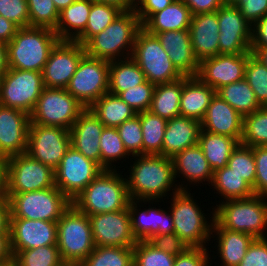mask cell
Returning <instances> with one entry per match:
<instances>
[{
  "label": "cell",
  "mask_w": 267,
  "mask_h": 266,
  "mask_svg": "<svg viewBox=\"0 0 267 266\" xmlns=\"http://www.w3.org/2000/svg\"><path fill=\"white\" fill-rule=\"evenodd\" d=\"M216 94L233 107L242 117L262 107L245 79L222 86L216 91Z\"/></svg>",
  "instance_id": "38"
},
{
  "label": "cell",
  "mask_w": 267,
  "mask_h": 266,
  "mask_svg": "<svg viewBox=\"0 0 267 266\" xmlns=\"http://www.w3.org/2000/svg\"><path fill=\"white\" fill-rule=\"evenodd\" d=\"M104 128L99 118L86 108L69 130L71 146L100 166V139Z\"/></svg>",
  "instance_id": "22"
},
{
  "label": "cell",
  "mask_w": 267,
  "mask_h": 266,
  "mask_svg": "<svg viewBox=\"0 0 267 266\" xmlns=\"http://www.w3.org/2000/svg\"><path fill=\"white\" fill-rule=\"evenodd\" d=\"M200 123L204 131L230 136L239 143L241 141L243 117L218 94L212 98Z\"/></svg>",
  "instance_id": "24"
},
{
  "label": "cell",
  "mask_w": 267,
  "mask_h": 266,
  "mask_svg": "<svg viewBox=\"0 0 267 266\" xmlns=\"http://www.w3.org/2000/svg\"><path fill=\"white\" fill-rule=\"evenodd\" d=\"M105 127L117 128L137 112L118 95L107 92L89 108Z\"/></svg>",
  "instance_id": "34"
},
{
  "label": "cell",
  "mask_w": 267,
  "mask_h": 266,
  "mask_svg": "<svg viewBox=\"0 0 267 266\" xmlns=\"http://www.w3.org/2000/svg\"><path fill=\"white\" fill-rule=\"evenodd\" d=\"M211 186L224 200L246 199L254 196L253 188L227 165L213 172Z\"/></svg>",
  "instance_id": "37"
},
{
  "label": "cell",
  "mask_w": 267,
  "mask_h": 266,
  "mask_svg": "<svg viewBox=\"0 0 267 266\" xmlns=\"http://www.w3.org/2000/svg\"><path fill=\"white\" fill-rule=\"evenodd\" d=\"M120 138L129 154L143 155V135L140 117L135 115L117 127Z\"/></svg>",
  "instance_id": "49"
},
{
  "label": "cell",
  "mask_w": 267,
  "mask_h": 266,
  "mask_svg": "<svg viewBox=\"0 0 267 266\" xmlns=\"http://www.w3.org/2000/svg\"><path fill=\"white\" fill-rule=\"evenodd\" d=\"M10 234H0V266L13 260L10 250Z\"/></svg>",
  "instance_id": "63"
},
{
  "label": "cell",
  "mask_w": 267,
  "mask_h": 266,
  "mask_svg": "<svg viewBox=\"0 0 267 266\" xmlns=\"http://www.w3.org/2000/svg\"><path fill=\"white\" fill-rule=\"evenodd\" d=\"M133 266H173L175 256L155 248L148 241H138L134 246Z\"/></svg>",
  "instance_id": "48"
},
{
  "label": "cell",
  "mask_w": 267,
  "mask_h": 266,
  "mask_svg": "<svg viewBox=\"0 0 267 266\" xmlns=\"http://www.w3.org/2000/svg\"><path fill=\"white\" fill-rule=\"evenodd\" d=\"M240 144L252 148L267 146V106L243 117V133Z\"/></svg>",
  "instance_id": "42"
},
{
  "label": "cell",
  "mask_w": 267,
  "mask_h": 266,
  "mask_svg": "<svg viewBox=\"0 0 267 266\" xmlns=\"http://www.w3.org/2000/svg\"><path fill=\"white\" fill-rule=\"evenodd\" d=\"M29 124L26 112L0 105V156L26 153Z\"/></svg>",
  "instance_id": "21"
},
{
  "label": "cell",
  "mask_w": 267,
  "mask_h": 266,
  "mask_svg": "<svg viewBox=\"0 0 267 266\" xmlns=\"http://www.w3.org/2000/svg\"><path fill=\"white\" fill-rule=\"evenodd\" d=\"M10 250L19 251L57 245V222L10 218Z\"/></svg>",
  "instance_id": "19"
},
{
  "label": "cell",
  "mask_w": 267,
  "mask_h": 266,
  "mask_svg": "<svg viewBox=\"0 0 267 266\" xmlns=\"http://www.w3.org/2000/svg\"><path fill=\"white\" fill-rule=\"evenodd\" d=\"M188 30L198 62L219 55L217 11L193 15Z\"/></svg>",
  "instance_id": "25"
},
{
  "label": "cell",
  "mask_w": 267,
  "mask_h": 266,
  "mask_svg": "<svg viewBox=\"0 0 267 266\" xmlns=\"http://www.w3.org/2000/svg\"><path fill=\"white\" fill-rule=\"evenodd\" d=\"M44 88L42 72L8 68L0 78V105L30 115Z\"/></svg>",
  "instance_id": "11"
},
{
  "label": "cell",
  "mask_w": 267,
  "mask_h": 266,
  "mask_svg": "<svg viewBox=\"0 0 267 266\" xmlns=\"http://www.w3.org/2000/svg\"><path fill=\"white\" fill-rule=\"evenodd\" d=\"M133 247L95 246L79 266H133Z\"/></svg>",
  "instance_id": "41"
},
{
  "label": "cell",
  "mask_w": 267,
  "mask_h": 266,
  "mask_svg": "<svg viewBox=\"0 0 267 266\" xmlns=\"http://www.w3.org/2000/svg\"><path fill=\"white\" fill-rule=\"evenodd\" d=\"M172 195L171 210L167 212H171L174 232L189 248H205L212 237L214 212L209 223L189 190H180Z\"/></svg>",
  "instance_id": "6"
},
{
  "label": "cell",
  "mask_w": 267,
  "mask_h": 266,
  "mask_svg": "<svg viewBox=\"0 0 267 266\" xmlns=\"http://www.w3.org/2000/svg\"><path fill=\"white\" fill-rule=\"evenodd\" d=\"M92 0H76L59 12L55 33L59 40L75 41L84 31Z\"/></svg>",
  "instance_id": "32"
},
{
  "label": "cell",
  "mask_w": 267,
  "mask_h": 266,
  "mask_svg": "<svg viewBox=\"0 0 267 266\" xmlns=\"http://www.w3.org/2000/svg\"><path fill=\"white\" fill-rule=\"evenodd\" d=\"M8 266H19L16 264L13 260L11 262H8Z\"/></svg>",
  "instance_id": "69"
},
{
  "label": "cell",
  "mask_w": 267,
  "mask_h": 266,
  "mask_svg": "<svg viewBox=\"0 0 267 266\" xmlns=\"http://www.w3.org/2000/svg\"><path fill=\"white\" fill-rule=\"evenodd\" d=\"M27 4L30 27H45L55 30L59 11L52 0H27Z\"/></svg>",
  "instance_id": "46"
},
{
  "label": "cell",
  "mask_w": 267,
  "mask_h": 266,
  "mask_svg": "<svg viewBox=\"0 0 267 266\" xmlns=\"http://www.w3.org/2000/svg\"><path fill=\"white\" fill-rule=\"evenodd\" d=\"M233 4L252 26L267 15V0H236Z\"/></svg>",
  "instance_id": "54"
},
{
  "label": "cell",
  "mask_w": 267,
  "mask_h": 266,
  "mask_svg": "<svg viewBox=\"0 0 267 266\" xmlns=\"http://www.w3.org/2000/svg\"><path fill=\"white\" fill-rule=\"evenodd\" d=\"M60 266H79L78 264H74V263H62Z\"/></svg>",
  "instance_id": "68"
},
{
  "label": "cell",
  "mask_w": 267,
  "mask_h": 266,
  "mask_svg": "<svg viewBox=\"0 0 267 266\" xmlns=\"http://www.w3.org/2000/svg\"><path fill=\"white\" fill-rule=\"evenodd\" d=\"M85 109L66 89L45 87L30 114V122L70 130Z\"/></svg>",
  "instance_id": "10"
},
{
  "label": "cell",
  "mask_w": 267,
  "mask_h": 266,
  "mask_svg": "<svg viewBox=\"0 0 267 266\" xmlns=\"http://www.w3.org/2000/svg\"><path fill=\"white\" fill-rule=\"evenodd\" d=\"M71 146L69 130L30 122L26 153L55 170Z\"/></svg>",
  "instance_id": "15"
},
{
  "label": "cell",
  "mask_w": 267,
  "mask_h": 266,
  "mask_svg": "<svg viewBox=\"0 0 267 266\" xmlns=\"http://www.w3.org/2000/svg\"><path fill=\"white\" fill-rule=\"evenodd\" d=\"M54 2L55 7L60 12L62 9L68 7L76 0H52Z\"/></svg>",
  "instance_id": "67"
},
{
  "label": "cell",
  "mask_w": 267,
  "mask_h": 266,
  "mask_svg": "<svg viewBox=\"0 0 267 266\" xmlns=\"http://www.w3.org/2000/svg\"><path fill=\"white\" fill-rule=\"evenodd\" d=\"M251 52L239 55L219 54L199 62L197 77L215 91L224 85L244 79Z\"/></svg>",
  "instance_id": "20"
},
{
  "label": "cell",
  "mask_w": 267,
  "mask_h": 266,
  "mask_svg": "<svg viewBox=\"0 0 267 266\" xmlns=\"http://www.w3.org/2000/svg\"><path fill=\"white\" fill-rule=\"evenodd\" d=\"M266 201V197L257 195L220 201L214 210V220L227 230L247 233L255 239L267 238Z\"/></svg>",
  "instance_id": "5"
},
{
  "label": "cell",
  "mask_w": 267,
  "mask_h": 266,
  "mask_svg": "<svg viewBox=\"0 0 267 266\" xmlns=\"http://www.w3.org/2000/svg\"><path fill=\"white\" fill-rule=\"evenodd\" d=\"M11 208L9 200H0V234H10Z\"/></svg>",
  "instance_id": "61"
},
{
  "label": "cell",
  "mask_w": 267,
  "mask_h": 266,
  "mask_svg": "<svg viewBox=\"0 0 267 266\" xmlns=\"http://www.w3.org/2000/svg\"><path fill=\"white\" fill-rule=\"evenodd\" d=\"M227 166L234 170L235 173L242 176V178L253 188L254 191L256 163L252 147L239 143L232 151Z\"/></svg>",
  "instance_id": "45"
},
{
  "label": "cell",
  "mask_w": 267,
  "mask_h": 266,
  "mask_svg": "<svg viewBox=\"0 0 267 266\" xmlns=\"http://www.w3.org/2000/svg\"><path fill=\"white\" fill-rule=\"evenodd\" d=\"M172 161L175 178H178V175L181 173L183 178L187 179V182H191V185L193 182L195 184H199V182L203 184V181H208L209 184L211 183L213 171L199 144L177 153L172 158Z\"/></svg>",
  "instance_id": "29"
},
{
  "label": "cell",
  "mask_w": 267,
  "mask_h": 266,
  "mask_svg": "<svg viewBox=\"0 0 267 266\" xmlns=\"http://www.w3.org/2000/svg\"><path fill=\"white\" fill-rule=\"evenodd\" d=\"M217 235V250L222 261L221 266H238L244 258L247 249L255 238L247 233L233 232L222 228L215 220L212 235Z\"/></svg>",
  "instance_id": "30"
},
{
  "label": "cell",
  "mask_w": 267,
  "mask_h": 266,
  "mask_svg": "<svg viewBox=\"0 0 267 266\" xmlns=\"http://www.w3.org/2000/svg\"><path fill=\"white\" fill-rule=\"evenodd\" d=\"M141 28L142 24L134 10L122 11L108 27L84 45L86 54L109 62L119 60V57L130 58Z\"/></svg>",
  "instance_id": "4"
},
{
  "label": "cell",
  "mask_w": 267,
  "mask_h": 266,
  "mask_svg": "<svg viewBox=\"0 0 267 266\" xmlns=\"http://www.w3.org/2000/svg\"><path fill=\"white\" fill-rule=\"evenodd\" d=\"M0 15L19 28L29 27L27 0H0Z\"/></svg>",
  "instance_id": "51"
},
{
  "label": "cell",
  "mask_w": 267,
  "mask_h": 266,
  "mask_svg": "<svg viewBox=\"0 0 267 266\" xmlns=\"http://www.w3.org/2000/svg\"><path fill=\"white\" fill-rule=\"evenodd\" d=\"M236 0H224L225 3L233 4Z\"/></svg>",
  "instance_id": "70"
},
{
  "label": "cell",
  "mask_w": 267,
  "mask_h": 266,
  "mask_svg": "<svg viewBox=\"0 0 267 266\" xmlns=\"http://www.w3.org/2000/svg\"><path fill=\"white\" fill-rule=\"evenodd\" d=\"M250 52L267 67V48H250Z\"/></svg>",
  "instance_id": "66"
},
{
  "label": "cell",
  "mask_w": 267,
  "mask_h": 266,
  "mask_svg": "<svg viewBox=\"0 0 267 266\" xmlns=\"http://www.w3.org/2000/svg\"><path fill=\"white\" fill-rule=\"evenodd\" d=\"M55 186V173L49 166L27 153L8 158V190L11 194L41 190Z\"/></svg>",
  "instance_id": "14"
},
{
  "label": "cell",
  "mask_w": 267,
  "mask_h": 266,
  "mask_svg": "<svg viewBox=\"0 0 267 266\" xmlns=\"http://www.w3.org/2000/svg\"><path fill=\"white\" fill-rule=\"evenodd\" d=\"M104 169L70 146L54 170L55 186L72 201Z\"/></svg>",
  "instance_id": "13"
},
{
  "label": "cell",
  "mask_w": 267,
  "mask_h": 266,
  "mask_svg": "<svg viewBox=\"0 0 267 266\" xmlns=\"http://www.w3.org/2000/svg\"><path fill=\"white\" fill-rule=\"evenodd\" d=\"M250 48H267V15L252 26Z\"/></svg>",
  "instance_id": "59"
},
{
  "label": "cell",
  "mask_w": 267,
  "mask_h": 266,
  "mask_svg": "<svg viewBox=\"0 0 267 266\" xmlns=\"http://www.w3.org/2000/svg\"><path fill=\"white\" fill-rule=\"evenodd\" d=\"M135 161L126 176L127 188L131 199L145 202H158L167 196V192L174 190H188L183 185L175 183V174L172 158L163 155H136ZM137 159V160H136ZM173 185V186H172ZM172 187V188H171Z\"/></svg>",
  "instance_id": "1"
},
{
  "label": "cell",
  "mask_w": 267,
  "mask_h": 266,
  "mask_svg": "<svg viewBox=\"0 0 267 266\" xmlns=\"http://www.w3.org/2000/svg\"><path fill=\"white\" fill-rule=\"evenodd\" d=\"M138 202L141 203L140 200L130 199L128 204L131 230L137 242L148 241L154 235L174 232L171 212L167 213L166 210L156 209V207L139 212Z\"/></svg>",
  "instance_id": "23"
},
{
  "label": "cell",
  "mask_w": 267,
  "mask_h": 266,
  "mask_svg": "<svg viewBox=\"0 0 267 266\" xmlns=\"http://www.w3.org/2000/svg\"><path fill=\"white\" fill-rule=\"evenodd\" d=\"M192 16L184 2L173 1L162 11L153 14L142 28L153 35L172 30H188Z\"/></svg>",
  "instance_id": "31"
},
{
  "label": "cell",
  "mask_w": 267,
  "mask_h": 266,
  "mask_svg": "<svg viewBox=\"0 0 267 266\" xmlns=\"http://www.w3.org/2000/svg\"><path fill=\"white\" fill-rule=\"evenodd\" d=\"M66 90L85 108H90L109 90V61L85 54Z\"/></svg>",
  "instance_id": "12"
},
{
  "label": "cell",
  "mask_w": 267,
  "mask_h": 266,
  "mask_svg": "<svg viewBox=\"0 0 267 266\" xmlns=\"http://www.w3.org/2000/svg\"><path fill=\"white\" fill-rule=\"evenodd\" d=\"M173 0H137L134 11L143 25L153 14L162 11Z\"/></svg>",
  "instance_id": "57"
},
{
  "label": "cell",
  "mask_w": 267,
  "mask_h": 266,
  "mask_svg": "<svg viewBox=\"0 0 267 266\" xmlns=\"http://www.w3.org/2000/svg\"><path fill=\"white\" fill-rule=\"evenodd\" d=\"M7 69V47L5 44L0 42V78Z\"/></svg>",
  "instance_id": "65"
},
{
  "label": "cell",
  "mask_w": 267,
  "mask_h": 266,
  "mask_svg": "<svg viewBox=\"0 0 267 266\" xmlns=\"http://www.w3.org/2000/svg\"><path fill=\"white\" fill-rule=\"evenodd\" d=\"M256 163L254 194L267 198V146L253 147Z\"/></svg>",
  "instance_id": "52"
},
{
  "label": "cell",
  "mask_w": 267,
  "mask_h": 266,
  "mask_svg": "<svg viewBox=\"0 0 267 266\" xmlns=\"http://www.w3.org/2000/svg\"><path fill=\"white\" fill-rule=\"evenodd\" d=\"M19 27L0 15V42L7 45L17 33Z\"/></svg>",
  "instance_id": "60"
},
{
  "label": "cell",
  "mask_w": 267,
  "mask_h": 266,
  "mask_svg": "<svg viewBox=\"0 0 267 266\" xmlns=\"http://www.w3.org/2000/svg\"><path fill=\"white\" fill-rule=\"evenodd\" d=\"M140 117L143 135V155H158L162 152L165 129L168 120L148 111L137 113Z\"/></svg>",
  "instance_id": "39"
},
{
  "label": "cell",
  "mask_w": 267,
  "mask_h": 266,
  "mask_svg": "<svg viewBox=\"0 0 267 266\" xmlns=\"http://www.w3.org/2000/svg\"><path fill=\"white\" fill-rule=\"evenodd\" d=\"M198 144L212 171L224 168L239 142L230 136L200 130Z\"/></svg>",
  "instance_id": "33"
},
{
  "label": "cell",
  "mask_w": 267,
  "mask_h": 266,
  "mask_svg": "<svg viewBox=\"0 0 267 266\" xmlns=\"http://www.w3.org/2000/svg\"><path fill=\"white\" fill-rule=\"evenodd\" d=\"M131 58L139 65L145 79L155 85L173 82L183 77L157 36L143 28L137 33Z\"/></svg>",
  "instance_id": "9"
},
{
  "label": "cell",
  "mask_w": 267,
  "mask_h": 266,
  "mask_svg": "<svg viewBox=\"0 0 267 266\" xmlns=\"http://www.w3.org/2000/svg\"><path fill=\"white\" fill-rule=\"evenodd\" d=\"M122 11L116 5L92 0L85 31L75 41L84 46L93 36L108 27Z\"/></svg>",
  "instance_id": "40"
},
{
  "label": "cell",
  "mask_w": 267,
  "mask_h": 266,
  "mask_svg": "<svg viewBox=\"0 0 267 266\" xmlns=\"http://www.w3.org/2000/svg\"><path fill=\"white\" fill-rule=\"evenodd\" d=\"M238 266H267V238L255 239Z\"/></svg>",
  "instance_id": "55"
},
{
  "label": "cell",
  "mask_w": 267,
  "mask_h": 266,
  "mask_svg": "<svg viewBox=\"0 0 267 266\" xmlns=\"http://www.w3.org/2000/svg\"><path fill=\"white\" fill-rule=\"evenodd\" d=\"M155 84L145 80L142 84L121 92L118 96L137 113L148 111L151 105Z\"/></svg>",
  "instance_id": "50"
},
{
  "label": "cell",
  "mask_w": 267,
  "mask_h": 266,
  "mask_svg": "<svg viewBox=\"0 0 267 266\" xmlns=\"http://www.w3.org/2000/svg\"><path fill=\"white\" fill-rule=\"evenodd\" d=\"M57 247L63 262L78 265L95 248L89 216L72 204L57 221Z\"/></svg>",
  "instance_id": "7"
},
{
  "label": "cell",
  "mask_w": 267,
  "mask_h": 266,
  "mask_svg": "<svg viewBox=\"0 0 267 266\" xmlns=\"http://www.w3.org/2000/svg\"><path fill=\"white\" fill-rule=\"evenodd\" d=\"M95 246L133 247L135 239L128 208L89 216Z\"/></svg>",
  "instance_id": "18"
},
{
  "label": "cell",
  "mask_w": 267,
  "mask_h": 266,
  "mask_svg": "<svg viewBox=\"0 0 267 266\" xmlns=\"http://www.w3.org/2000/svg\"><path fill=\"white\" fill-rule=\"evenodd\" d=\"M58 41L55 31L50 28H19L6 45L8 68L42 72Z\"/></svg>",
  "instance_id": "3"
},
{
  "label": "cell",
  "mask_w": 267,
  "mask_h": 266,
  "mask_svg": "<svg viewBox=\"0 0 267 266\" xmlns=\"http://www.w3.org/2000/svg\"><path fill=\"white\" fill-rule=\"evenodd\" d=\"M215 94L216 91L197 76H183L180 116L201 122Z\"/></svg>",
  "instance_id": "28"
},
{
  "label": "cell",
  "mask_w": 267,
  "mask_h": 266,
  "mask_svg": "<svg viewBox=\"0 0 267 266\" xmlns=\"http://www.w3.org/2000/svg\"><path fill=\"white\" fill-rule=\"evenodd\" d=\"M176 69L183 76H196L199 62L195 57L189 30L166 31L156 34Z\"/></svg>",
  "instance_id": "26"
},
{
  "label": "cell",
  "mask_w": 267,
  "mask_h": 266,
  "mask_svg": "<svg viewBox=\"0 0 267 266\" xmlns=\"http://www.w3.org/2000/svg\"><path fill=\"white\" fill-rule=\"evenodd\" d=\"M130 199L126 177L117 173V169H106L71 203L81 213L91 216L128 208Z\"/></svg>",
  "instance_id": "2"
},
{
  "label": "cell",
  "mask_w": 267,
  "mask_h": 266,
  "mask_svg": "<svg viewBox=\"0 0 267 266\" xmlns=\"http://www.w3.org/2000/svg\"><path fill=\"white\" fill-rule=\"evenodd\" d=\"M148 242L155 248L165 251L171 255L182 254L188 246L175 233L161 234L152 236Z\"/></svg>",
  "instance_id": "53"
},
{
  "label": "cell",
  "mask_w": 267,
  "mask_h": 266,
  "mask_svg": "<svg viewBox=\"0 0 267 266\" xmlns=\"http://www.w3.org/2000/svg\"><path fill=\"white\" fill-rule=\"evenodd\" d=\"M208 248H187L182 254L175 256L173 266H209Z\"/></svg>",
  "instance_id": "56"
},
{
  "label": "cell",
  "mask_w": 267,
  "mask_h": 266,
  "mask_svg": "<svg viewBox=\"0 0 267 266\" xmlns=\"http://www.w3.org/2000/svg\"><path fill=\"white\" fill-rule=\"evenodd\" d=\"M93 1L116 5L123 11L134 10L137 2V0H93Z\"/></svg>",
  "instance_id": "64"
},
{
  "label": "cell",
  "mask_w": 267,
  "mask_h": 266,
  "mask_svg": "<svg viewBox=\"0 0 267 266\" xmlns=\"http://www.w3.org/2000/svg\"><path fill=\"white\" fill-rule=\"evenodd\" d=\"M181 94L182 78L156 84L149 111L166 120L180 116Z\"/></svg>",
  "instance_id": "35"
},
{
  "label": "cell",
  "mask_w": 267,
  "mask_h": 266,
  "mask_svg": "<svg viewBox=\"0 0 267 266\" xmlns=\"http://www.w3.org/2000/svg\"><path fill=\"white\" fill-rule=\"evenodd\" d=\"M100 152H101V167L104 170L116 169L115 165L113 168L112 162L117 160H122L129 158V153L127 152L117 128L105 127L101 134L100 139ZM112 165V167H111Z\"/></svg>",
  "instance_id": "43"
},
{
  "label": "cell",
  "mask_w": 267,
  "mask_h": 266,
  "mask_svg": "<svg viewBox=\"0 0 267 266\" xmlns=\"http://www.w3.org/2000/svg\"><path fill=\"white\" fill-rule=\"evenodd\" d=\"M85 54V47L77 41L59 40L42 70L44 86L66 89Z\"/></svg>",
  "instance_id": "16"
},
{
  "label": "cell",
  "mask_w": 267,
  "mask_h": 266,
  "mask_svg": "<svg viewBox=\"0 0 267 266\" xmlns=\"http://www.w3.org/2000/svg\"><path fill=\"white\" fill-rule=\"evenodd\" d=\"M10 218L57 222L71 206V201L56 187L11 194Z\"/></svg>",
  "instance_id": "8"
},
{
  "label": "cell",
  "mask_w": 267,
  "mask_h": 266,
  "mask_svg": "<svg viewBox=\"0 0 267 266\" xmlns=\"http://www.w3.org/2000/svg\"><path fill=\"white\" fill-rule=\"evenodd\" d=\"M192 15L217 11L225 2L224 0H184Z\"/></svg>",
  "instance_id": "58"
},
{
  "label": "cell",
  "mask_w": 267,
  "mask_h": 266,
  "mask_svg": "<svg viewBox=\"0 0 267 266\" xmlns=\"http://www.w3.org/2000/svg\"><path fill=\"white\" fill-rule=\"evenodd\" d=\"M219 54L239 55L250 52L252 25L234 4L224 3L217 10Z\"/></svg>",
  "instance_id": "17"
},
{
  "label": "cell",
  "mask_w": 267,
  "mask_h": 266,
  "mask_svg": "<svg viewBox=\"0 0 267 266\" xmlns=\"http://www.w3.org/2000/svg\"><path fill=\"white\" fill-rule=\"evenodd\" d=\"M13 261L19 266H60L64 263L57 245L19 251Z\"/></svg>",
  "instance_id": "44"
},
{
  "label": "cell",
  "mask_w": 267,
  "mask_h": 266,
  "mask_svg": "<svg viewBox=\"0 0 267 266\" xmlns=\"http://www.w3.org/2000/svg\"><path fill=\"white\" fill-rule=\"evenodd\" d=\"M8 158L0 156V200L7 198Z\"/></svg>",
  "instance_id": "62"
},
{
  "label": "cell",
  "mask_w": 267,
  "mask_h": 266,
  "mask_svg": "<svg viewBox=\"0 0 267 266\" xmlns=\"http://www.w3.org/2000/svg\"><path fill=\"white\" fill-rule=\"evenodd\" d=\"M200 130L201 123L191 118L178 116L168 120L159 155L173 158L177 153L198 144Z\"/></svg>",
  "instance_id": "27"
},
{
  "label": "cell",
  "mask_w": 267,
  "mask_h": 266,
  "mask_svg": "<svg viewBox=\"0 0 267 266\" xmlns=\"http://www.w3.org/2000/svg\"><path fill=\"white\" fill-rule=\"evenodd\" d=\"M145 75L139 65L130 57L109 62V90L119 95L131 87L142 84Z\"/></svg>",
  "instance_id": "36"
},
{
  "label": "cell",
  "mask_w": 267,
  "mask_h": 266,
  "mask_svg": "<svg viewBox=\"0 0 267 266\" xmlns=\"http://www.w3.org/2000/svg\"><path fill=\"white\" fill-rule=\"evenodd\" d=\"M244 79L262 107L267 106V67L251 55L245 66Z\"/></svg>",
  "instance_id": "47"
}]
</instances>
